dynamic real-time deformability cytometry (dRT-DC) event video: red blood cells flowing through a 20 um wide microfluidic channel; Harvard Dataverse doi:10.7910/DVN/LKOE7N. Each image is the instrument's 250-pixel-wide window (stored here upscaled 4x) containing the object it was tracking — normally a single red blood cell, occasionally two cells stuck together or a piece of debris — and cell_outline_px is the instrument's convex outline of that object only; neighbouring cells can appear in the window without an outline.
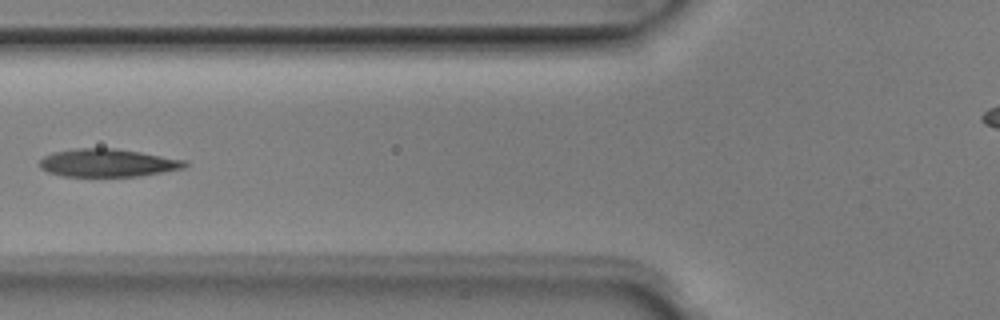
{"species": "Egyptian fruit bat (a non-hibernating species)", "species_latin": "Rousettus aegyptiacus", "temperature_condition": "room temperature", "stored_images_in_passage": 7, "camera_frame_rate_fps": 3000, "um_per_image_px": 0.085, "animal": {"sex": "male"}, "frame": {"image": 1, "passage_image": 6, "time_ms": 1.667, "image_size_px": [1000, 320], "cell_outline_px": [[188, 164], [184, 168], [140, 176], [60, 176], [48, 172], [40, 168], [40, 160], [44, 156], [52, 152], [76, 148], [116, 148], [188, 160]], "centroid_in_image_um": [9.16, 13.84], "position_along_channel_um": 116.6, "area_um2": 23.76}}
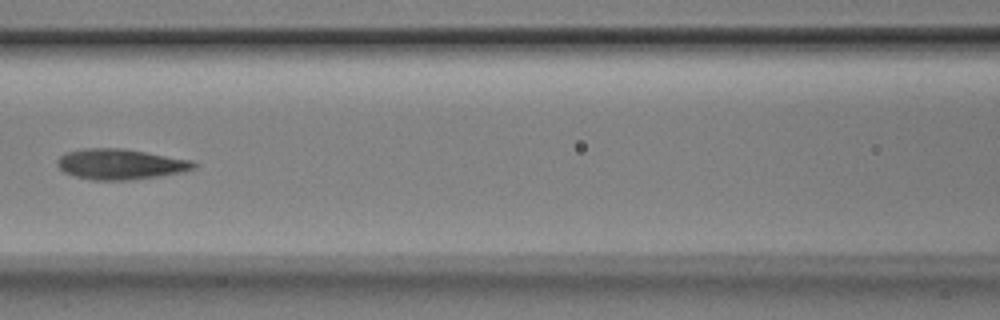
{"frame": {"image": 2, "passage_image": 7, "time_ms": 2.0, "image_size_px": [1000, 320], "cell_outline_px": [[200, 164], [196, 168], [184, 172], [160, 176], [128, 180], [92, 180], [76, 176], [64, 172], [56, 164], [56, 160], [64, 152], [84, 148], [120, 148], [192, 160]], "centroid_in_image_um": [10.24, 13.95], "position_along_channel_um": 156.4, "area_um2": 24.39}}